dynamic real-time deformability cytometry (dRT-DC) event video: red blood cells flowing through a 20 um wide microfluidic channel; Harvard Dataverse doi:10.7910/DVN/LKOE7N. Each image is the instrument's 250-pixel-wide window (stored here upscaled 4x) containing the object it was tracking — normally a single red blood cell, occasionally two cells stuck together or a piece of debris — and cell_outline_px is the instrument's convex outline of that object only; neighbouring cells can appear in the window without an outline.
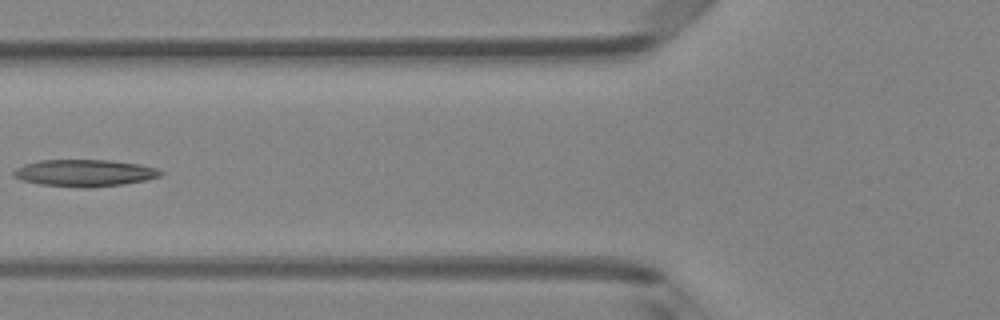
{"species": "Egyptian fruit bat (a non-hibernating species)", "species_latin": "Rousettus aegyptiacus", "temperature_condition": "room temperature", "stored_images_in_passage": 6, "camera_frame_rate_fps": 3000, "um_per_image_px": 0.085, "animal": {"sex": "female"}, "frame": {"image": 1, "passage_image": 6, "time_ms": 1.667, "image_size_px": [1000, 320], "cell_outline_px": [[164, 172], [160, 176], [144, 180], [124, 184], [88, 188], [84, 188], [40, 184], [20, 180], [12, 176], [12, 172], [16, 168], [24, 164], [40, 160], [112, 160], [140, 164], [156, 168]], "centroid_in_image_um": [7.16, 14.7], "position_along_channel_um": 118.6, "area_um2": 23.18}}